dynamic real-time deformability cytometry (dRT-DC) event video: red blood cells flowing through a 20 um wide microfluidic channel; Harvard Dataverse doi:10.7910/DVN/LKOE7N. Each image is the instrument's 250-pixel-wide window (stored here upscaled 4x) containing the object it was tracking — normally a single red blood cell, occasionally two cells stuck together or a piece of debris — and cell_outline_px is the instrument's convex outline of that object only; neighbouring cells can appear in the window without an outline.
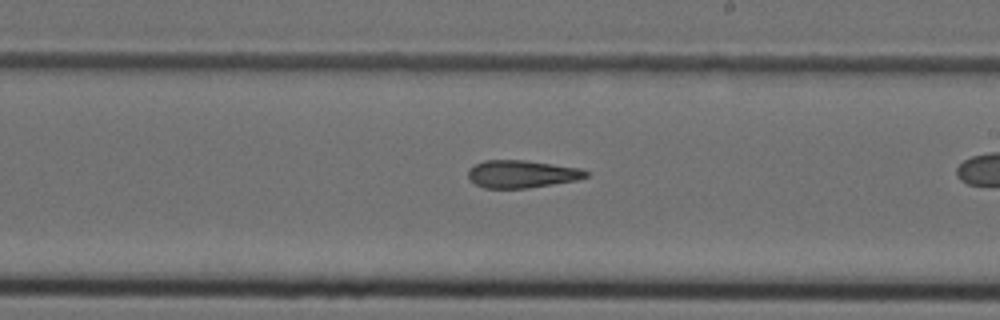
{"species": "Egyptian fruit bat (a non-hibernating species)", "species_latin": "Rousettus aegyptiacus", "temperature_condition": "cold", "stored_images_in_passage": 32, "camera_frame_rate_fps": 3000, "um_per_image_px": 0.085, "animal": {"sex": "female"}, "frame": {"image": 1, "passage_image": 23, "time_ms": 7.333, "image_size_px": [1000, 320], "cell_outline_px": [[588, 176], [576, 180], [528, 188], [484, 188], [476, 184], [468, 176], [468, 168], [484, 160], [524, 160], [580, 168], [588, 172]], "centroid_in_image_um": [44.33, 14.79], "position_along_channel_um": 244.7, "area_um2": 18.79}}
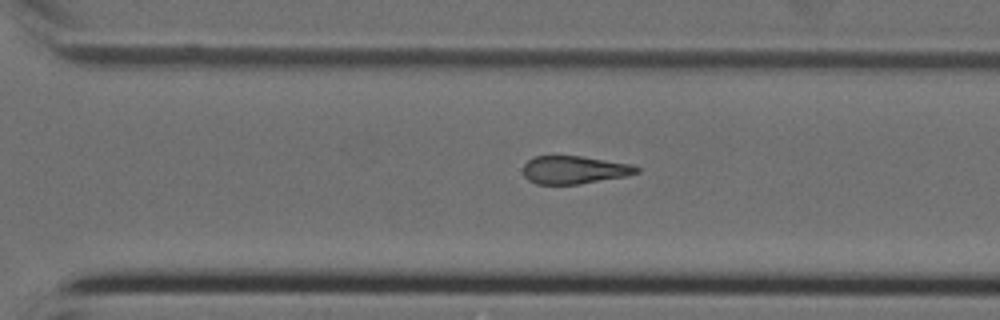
{"frame": {"image": 2, "passage_image": 28, "time_ms": 9.0, "image_size_px": [1000, 320], "cell_outline_px": [[640, 172], [628, 176], [580, 184], [536, 184], [528, 180], [524, 176], [524, 164], [528, 160], [536, 156], [552, 152], [580, 156], [632, 164], [640, 168]], "centroid_in_image_um": [48.79, 14.4], "position_along_channel_um": 321.8, "area_um2": 19.19}}